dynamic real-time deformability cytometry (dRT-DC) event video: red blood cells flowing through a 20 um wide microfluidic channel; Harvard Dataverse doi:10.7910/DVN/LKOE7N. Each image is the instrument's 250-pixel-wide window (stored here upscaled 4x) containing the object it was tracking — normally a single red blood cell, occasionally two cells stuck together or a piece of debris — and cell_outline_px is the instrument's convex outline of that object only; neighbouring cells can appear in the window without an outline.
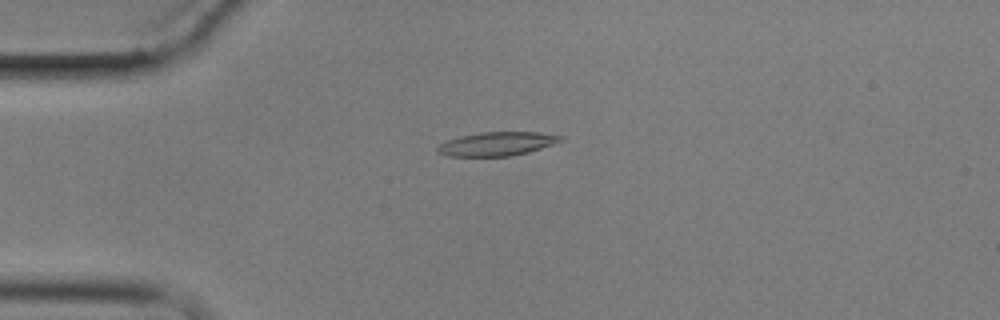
{"species": "common noctule bat (a hibernating species)", "species_latin": "Nyctalus noctula", "temperature_condition": "cold", "stored_images_in_passage": 2, "camera_frame_rate_fps": 3000, "um_per_image_px": 0.085, "animal": {"sex": "male", "body_mass_g": 17.9}, "frame": {"image": 1, "passage_image": 1, "time_ms": 0.0, "image_size_px": [1000, 320], "cell_outline_px": [[564, 140], [528, 152], [512, 156], [448, 156], [436, 152], [436, 148], [440, 144], [448, 140], [460, 136], [480, 132], [536, 132], [564, 136]], "centroid_in_image_um": [42.23, 12.23], "position_along_channel_um": 42.8, "area_um2": 16.99}}